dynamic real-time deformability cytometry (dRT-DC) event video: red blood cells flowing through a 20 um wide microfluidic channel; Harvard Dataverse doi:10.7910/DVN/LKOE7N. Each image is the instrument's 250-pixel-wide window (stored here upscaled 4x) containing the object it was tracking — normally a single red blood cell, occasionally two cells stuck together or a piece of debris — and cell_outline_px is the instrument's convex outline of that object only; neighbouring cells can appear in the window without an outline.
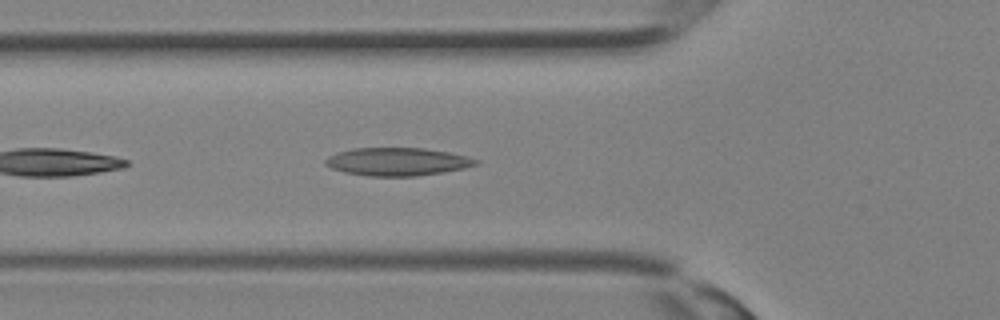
{"species": "Egyptian fruit bat (a non-hibernating species)", "species_latin": "Rousettus aegyptiacus", "temperature_condition": "room temperature", "stored_images_in_passage": 24, "camera_frame_rate_fps": 3000, "um_per_image_px": 0.085, "animal": {"sex": "female"}, "frame": {"image": 1, "passage_image": 4, "time_ms": 1.0, "image_size_px": [1000, 320], "cell_outline_px": [[480, 160], [476, 164], [464, 168], [444, 172], [416, 176], [368, 176], [344, 172], [332, 168], [324, 164], [324, 160], [328, 156], [336, 152], [352, 148], [424, 148], [448, 152], [468, 156]], "centroid_in_image_um": [33.75, 13.74], "position_along_channel_um": 92.0, "area_um2": 24.62}}
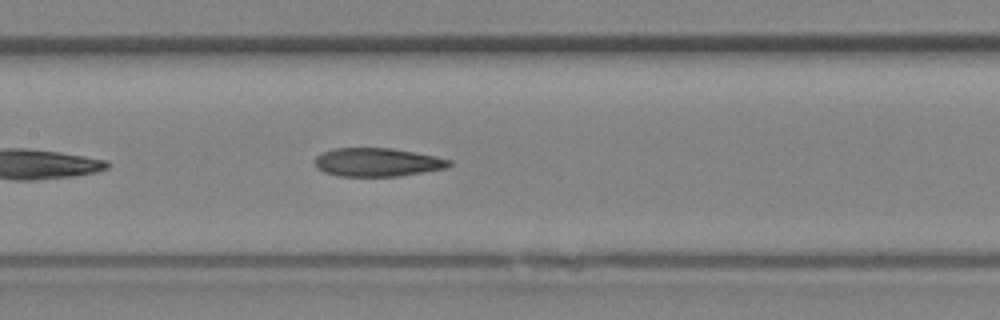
{"frame": {"image": 2, "passage_image": 8, "time_ms": 2.333, "image_size_px": [1000, 320], "cell_outline_px": [[452, 164], [448, 168], [400, 176], [340, 176], [324, 172], [316, 164], [316, 156], [332, 148], [392, 148], [436, 156], [452, 160]], "centroid_in_image_um": [32.14, 13.79], "position_along_channel_um": 175.3, "area_um2": 22.25}}
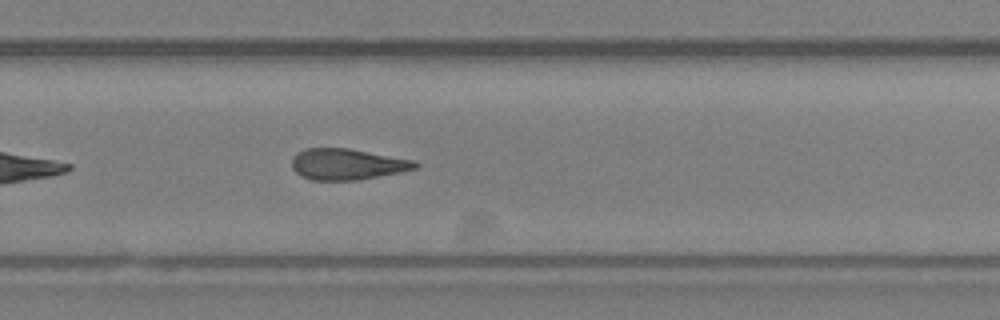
{"frame": {"image": 3, "passage_image": 14, "time_ms": 4.333, "image_size_px": [1000, 320], "cell_outline_px": [[420, 168], [400, 172], [356, 180], [312, 180], [300, 176], [292, 168], [292, 156], [296, 152], [304, 148], [348, 148], [416, 160], [420, 164]], "centroid_in_image_um": [29.52, 13.95], "position_along_channel_um": 300.3, "area_um2": 22.6}}